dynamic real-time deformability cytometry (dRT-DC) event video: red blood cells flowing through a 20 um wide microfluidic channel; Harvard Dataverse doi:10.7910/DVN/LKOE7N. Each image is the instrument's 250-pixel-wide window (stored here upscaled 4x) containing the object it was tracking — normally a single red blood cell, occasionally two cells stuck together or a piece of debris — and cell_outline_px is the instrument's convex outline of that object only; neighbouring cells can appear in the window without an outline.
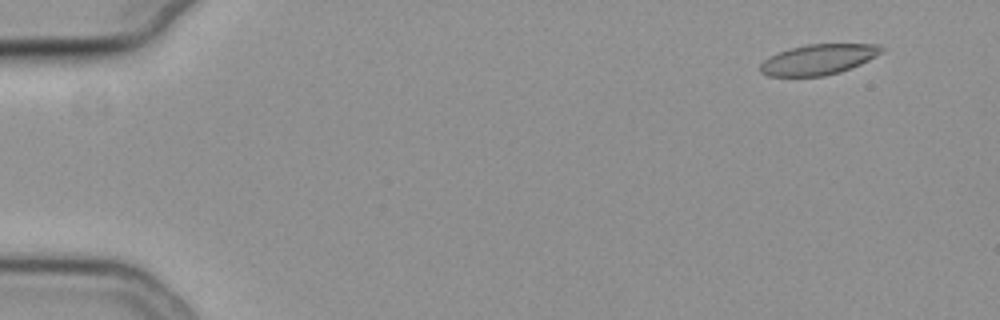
{"species": "common noctule bat (a hibernating species)", "species_latin": "Nyctalus noctula", "temperature_condition": "cold", "stored_images_in_passage": 56, "camera_frame_rate_fps": 3000, "um_per_image_px": 0.085, "animal": {"sex": "female", "body_mass_g": 19.3, "forearm_length_mm": 54.1}, "frame": {"image": 1, "passage_image": 5, "time_ms": 1.333, "image_size_px": [1000, 320], "cell_outline_px": [[884, 52], [860, 64], [840, 72], [824, 76], [768, 76], [760, 72], [760, 64], [764, 60], [788, 48], [808, 44], [880, 44], [884, 48]], "centroid_in_image_um": [69.59, 5.05], "position_along_channel_um": 15.4, "area_um2": 21.44}}
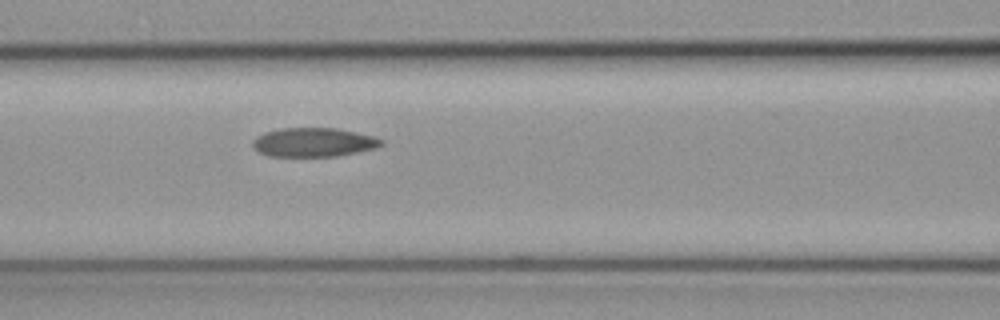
{"frame": {"image": 2, "passage_image": 25, "time_ms": 8.0, "image_size_px": [1000, 320], "cell_outline_px": [[384, 144], [376, 148], [336, 156], [268, 156], [252, 148], [252, 140], [256, 136], [264, 132], [280, 128], [336, 128], [372, 136], [384, 140]], "centroid_in_image_um": [26.62, 12.09], "position_along_channel_um": 140.0, "area_um2": 21.73}}
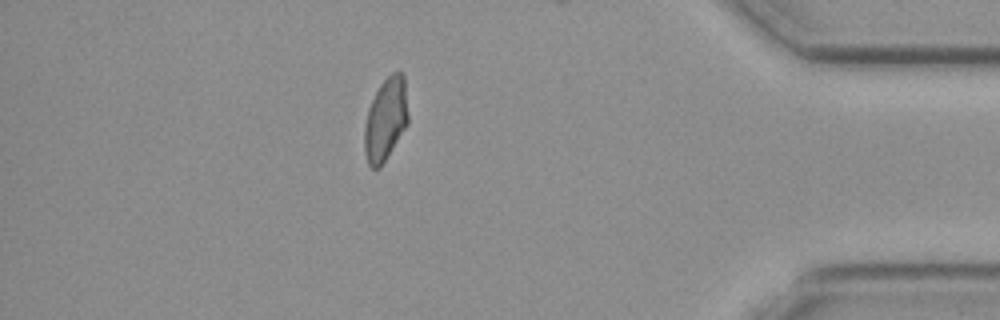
{"frame": {"image": 3, "passage_image": 49, "time_ms": 16.0, "image_size_px": [1000, 320], "cell_outline_px": [[408, 124], [380, 168], [372, 168], [368, 164], [364, 152], [364, 128], [368, 108], [380, 84], [392, 72], [400, 72], [404, 76], [408, 116]], "centroid_in_image_um": [32.77, 10.16], "position_along_channel_um": 402.4, "area_um2": 21.04}, "authors_computed_cell_mechanics": {"area_um2": 21.7328, "velocity_mm_per_s": 3.7798, "shape_relaxation_time_tau1_ms": null, "shape_relaxation_time_tau2_ms": 4.7425, "deformation_change_tau1": null, "deformation_change_tau2": 0.1009}}